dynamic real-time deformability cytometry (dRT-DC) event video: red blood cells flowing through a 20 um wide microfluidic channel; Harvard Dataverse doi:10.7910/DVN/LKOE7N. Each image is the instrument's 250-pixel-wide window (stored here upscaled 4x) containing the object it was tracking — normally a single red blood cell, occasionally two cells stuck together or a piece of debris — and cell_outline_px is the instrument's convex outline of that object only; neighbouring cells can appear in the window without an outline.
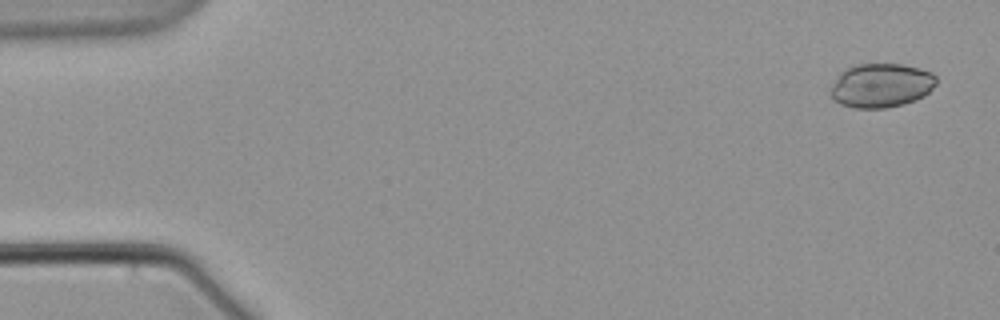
{"species": "common noctule bat (a hibernating species)", "species_latin": "Nyctalus noctula", "temperature_condition": "warm", "stored_images_in_passage": 5, "camera_frame_rate_fps": 3000, "um_per_image_px": 0.085, "animal": {"sex": "male", "body_mass_g": 21.5, "forearm_length_mm": 52.0}, "frame": {"image": 1, "passage_image": 1, "time_ms": 0.0, "image_size_px": [1000, 320], "cell_outline_px": [[936, 84], [924, 96], [916, 100], [904, 104], [884, 108], [856, 108], [840, 104], [832, 100], [828, 92], [832, 84], [840, 72], [844, 68], [856, 64], [904, 64], [920, 68], [932, 72], [936, 76]], "centroid_in_image_um": [74.87, 7.26], "position_along_channel_um": 10.1, "area_um2": 27.57}}